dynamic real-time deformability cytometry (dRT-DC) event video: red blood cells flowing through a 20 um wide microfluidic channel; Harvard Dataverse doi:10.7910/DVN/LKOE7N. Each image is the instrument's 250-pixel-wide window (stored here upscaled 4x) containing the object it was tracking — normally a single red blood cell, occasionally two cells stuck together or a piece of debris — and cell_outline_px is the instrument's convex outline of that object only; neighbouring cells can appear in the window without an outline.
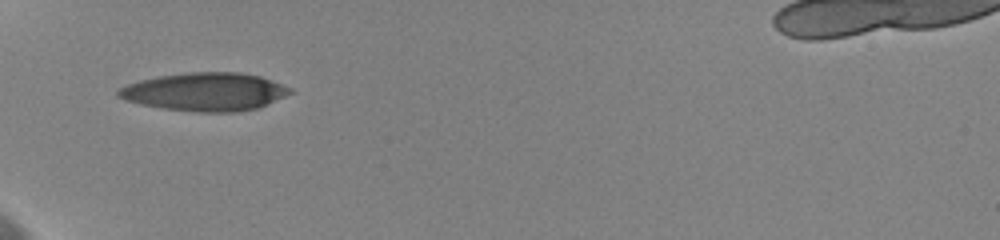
{"species": "human", "species_latin": "Homo sapiens", "temperature_condition": "cold", "stored_images_in_passage": 21, "camera_frame_rate_fps": 3000, "um_per_image_px": 0.085, "donor": {"sex": "female"}, "frame": {"image": 1, "passage_image": 1, "time_ms": 0.0, "image_size_px": [1000, 240], "cell_outline_px": [[296, 92], [268, 104], [256, 108], [232, 112], [200, 112], [164, 108], [124, 100], [116, 96], [116, 92], [120, 88], [128, 84], [140, 80], [156, 76], [188, 72], [240, 72], [260, 76], [292, 88]], "centroid_in_image_um": [17.46, 7.79], "position_along_channel_um": 67.5, "area_um2": 38.21}}